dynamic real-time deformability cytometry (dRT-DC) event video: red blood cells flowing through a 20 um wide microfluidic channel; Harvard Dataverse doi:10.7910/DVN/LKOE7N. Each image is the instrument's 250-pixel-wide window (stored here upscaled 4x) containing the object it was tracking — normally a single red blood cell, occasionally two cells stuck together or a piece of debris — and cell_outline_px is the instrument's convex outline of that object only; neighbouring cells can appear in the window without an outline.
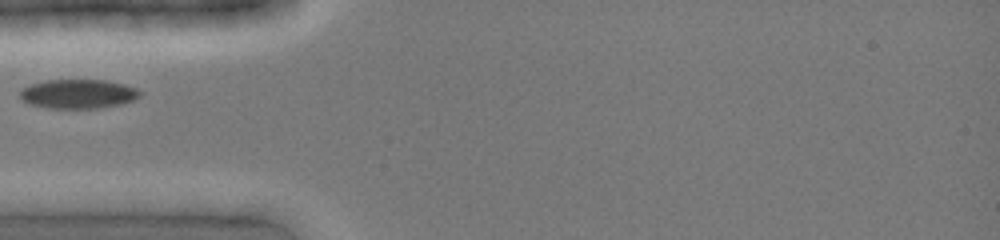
{"species": "common noctule bat (a hibernating species)", "species_latin": "Nyctalus noctula", "temperature_condition": "cold", "stored_images_in_passage": 3, "camera_frame_rate_fps": 3000, "um_per_image_px": 0.085, "animal": {"sex": "female", "body_mass_g": 19.0, "forearm_length_mm": 51.5}, "frame": {"image": 1, "passage_image": 1, "time_ms": 0.0, "image_size_px": [1000, 240], "cell_outline_px": [[140, 96], [132, 100], [120, 104], [96, 108], [48, 108], [28, 104], [20, 100], [20, 92], [24, 88], [32, 84], [48, 80], [104, 80], [124, 84], [136, 88], [140, 92]], "centroid_in_image_um": [6.61, 7.98], "position_along_channel_um": 78.4, "area_um2": 20.23}}